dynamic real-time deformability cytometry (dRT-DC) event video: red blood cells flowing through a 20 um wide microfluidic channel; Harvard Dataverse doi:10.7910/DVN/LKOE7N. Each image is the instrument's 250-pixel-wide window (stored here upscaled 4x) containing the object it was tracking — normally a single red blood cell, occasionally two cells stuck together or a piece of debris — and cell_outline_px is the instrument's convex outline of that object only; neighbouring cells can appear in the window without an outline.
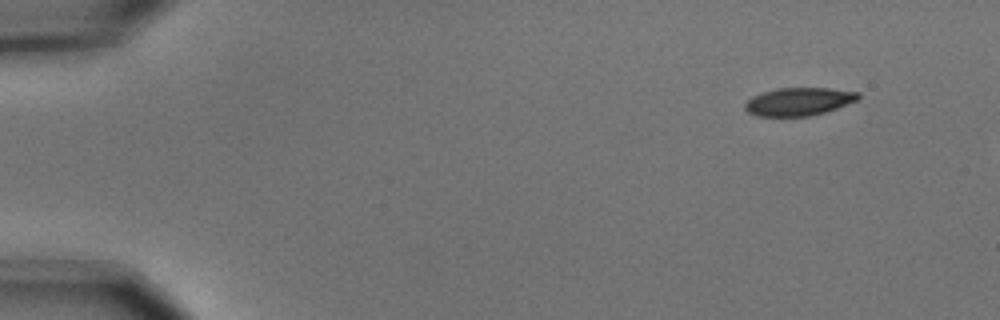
{"species": "common noctule bat (a hibernating species)", "species_latin": "Nyctalus noctula", "temperature_condition": "cold", "stored_images_in_passage": 3, "camera_frame_rate_fps": 3000, "um_per_image_px": 0.085, "animal": {"sex": "male", "body_mass_g": 15.6}, "frame": {"image": 1, "passage_image": 1, "time_ms": 0.0, "image_size_px": [1000, 320], "cell_outline_px": [[860, 96], [856, 100], [836, 108], [812, 116], [756, 116], [748, 112], [744, 108], [744, 104], [752, 96], [776, 88], [828, 88], [860, 92]], "centroid_in_image_um": [67.87, 8.63], "position_along_channel_um": 17.1, "area_um2": 18.38}}